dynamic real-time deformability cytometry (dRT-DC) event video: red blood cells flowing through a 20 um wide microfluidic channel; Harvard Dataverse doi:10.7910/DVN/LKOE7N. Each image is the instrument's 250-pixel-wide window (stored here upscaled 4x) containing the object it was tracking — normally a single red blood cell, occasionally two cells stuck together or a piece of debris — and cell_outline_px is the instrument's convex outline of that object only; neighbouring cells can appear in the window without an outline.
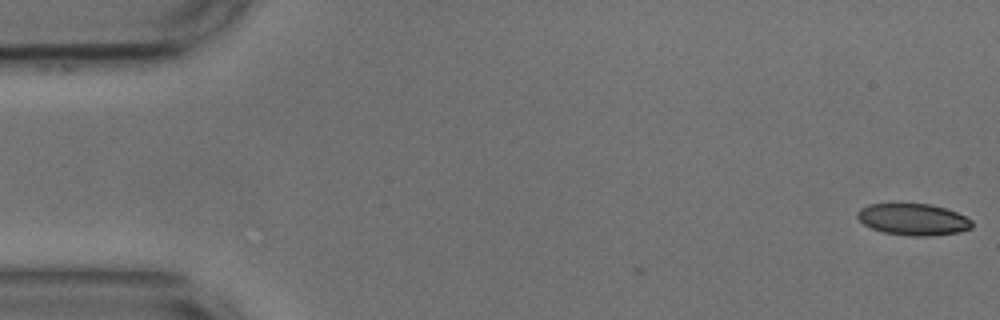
{"species": "common noctule bat (a hibernating species)", "species_latin": "Nyctalus noctula", "temperature_condition": "cold", "stored_images_in_passage": 6, "camera_frame_rate_fps": 3000, "um_per_image_px": 0.085, "animal": {"sex": "male", "body_mass_g": 17.9, "forearm_length_mm": 54.2}, "frame": {"image": 1, "passage_image": 1, "time_ms": 0.0, "image_size_px": [1000, 320], "cell_outline_px": [[972, 228], [960, 232], [928, 236], [912, 236], [884, 232], [872, 228], [864, 224], [856, 216], [856, 212], [860, 208], [868, 204], [928, 204], [944, 208], [956, 212], [972, 220]], "centroid_in_image_um": [77.61, 18.65], "position_along_channel_um": 7.4, "area_um2": 20.98}}